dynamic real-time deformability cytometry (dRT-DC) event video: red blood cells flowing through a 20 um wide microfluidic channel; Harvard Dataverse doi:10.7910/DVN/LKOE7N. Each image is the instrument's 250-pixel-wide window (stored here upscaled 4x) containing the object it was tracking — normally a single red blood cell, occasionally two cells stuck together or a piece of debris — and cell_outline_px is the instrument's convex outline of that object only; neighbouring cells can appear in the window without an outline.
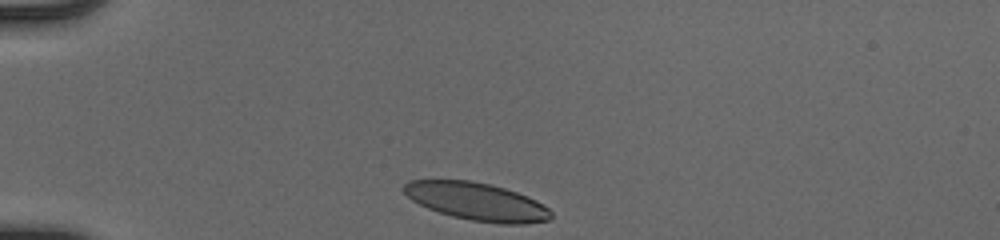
{"species": "human", "species_latin": "Homo sapiens", "temperature_condition": "cold", "stored_images_in_passage": 31, "camera_frame_rate_fps": 3000, "um_per_image_px": 0.085, "donor": {"sex": "male"}, "frame": {"image": 1, "passage_image": 1, "time_ms": 0.0, "image_size_px": [1000, 240], "cell_outline_px": [[552, 216], [548, 220], [524, 224], [500, 224], [472, 220], [452, 216], [428, 208], [412, 200], [404, 192], [404, 184], [408, 180], [472, 180], [504, 188], [528, 196], [536, 200], [548, 208], [552, 212]], "centroid_in_image_um": [40.54, 17.13], "position_along_channel_um": 44.5, "area_um2": 32.19}}
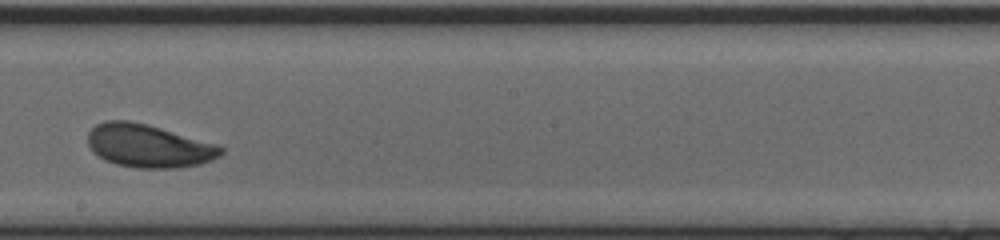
{"frame": {"image": 2, "passage_image": 18, "time_ms": 5.667, "image_size_px": [1000, 240], "cell_outline_px": [[224, 152], [220, 156], [212, 160], [200, 164], [176, 168], [136, 168], [116, 164], [104, 160], [92, 152], [88, 144], [88, 132], [96, 124], [104, 120], [128, 120], [148, 124], [220, 144], [224, 148]], "centroid_in_image_um": [12.65, 12.39], "position_along_channel_um": 235.5, "area_um2": 33.99}}
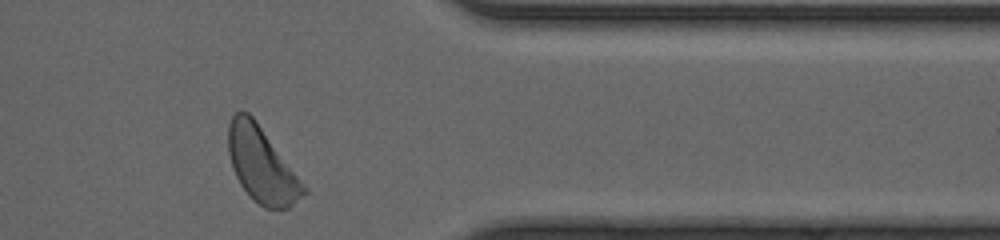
{"frame": {"image": 3, "passage_image": 30, "time_ms": 9.667, "image_size_px": [1000, 240], "cell_outline_px": [[308, 192], [288, 208], [264, 208], [252, 200], [240, 184], [232, 168], [228, 152], [228, 124], [232, 116], [240, 108], [248, 112], [256, 120], [308, 188]], "centroid_in_image_um": [22.24, 14.0], "position_along_channel_um": 389.2, "area_um2": 33.23}, "authors_computed_cell_mechanics": {"area_um2": 33.3506, "velocity_mm_per_s": 4.0956, "shape_relaxation_time_tau1_ms": 4.816, "shape_relaxation_time_tau2_ms": 2.5823, "deformation_change_tau1": 0.1779, "deformation_change_tau2": 0.0836}}